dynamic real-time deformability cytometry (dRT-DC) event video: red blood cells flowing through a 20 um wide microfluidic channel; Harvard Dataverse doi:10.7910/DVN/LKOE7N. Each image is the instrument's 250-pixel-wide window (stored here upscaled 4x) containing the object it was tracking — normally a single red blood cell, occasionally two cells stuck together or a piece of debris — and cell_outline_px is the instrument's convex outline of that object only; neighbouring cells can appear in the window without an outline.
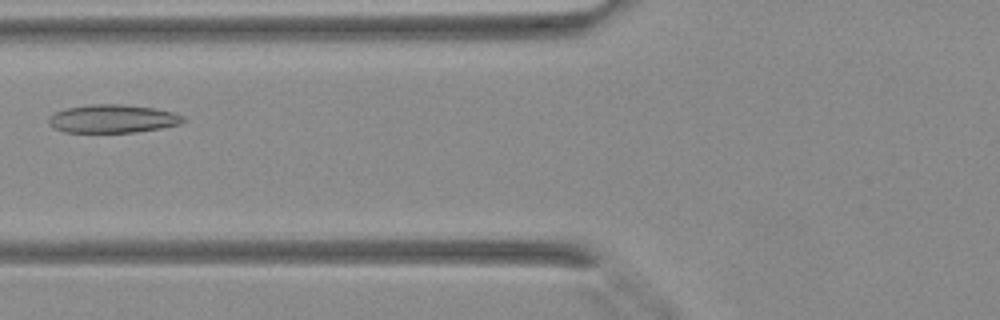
{"species": "Egyptian fruit bat (a non-hibernating species)", "species_latin": "Rousettus aegyptiacus", "temperature_condition": "warm", "stored_images_in_passage": 26, "camera_frame_rate_fps": 3000, "um_per_image_px": 0.085, "animal": {"sex": "female"}, "frame": {"image": 1, "passage_image": 5, "time_ms": 1.333, "image_size_px": [1000, 320], "cell_outline_px": [[188, 120], [180, 124], [160, 128], [136, 132], [64, 132], [52, 128], [48, 124], [48, 116], [64, 108], [88, 104], [120, 104], [156, 108], [172, 112], [184, 116]], "centroid_in_image_um": [9.56, 10.09], "position_along_channel_um": 116.2, "area_um2": 22.43}}
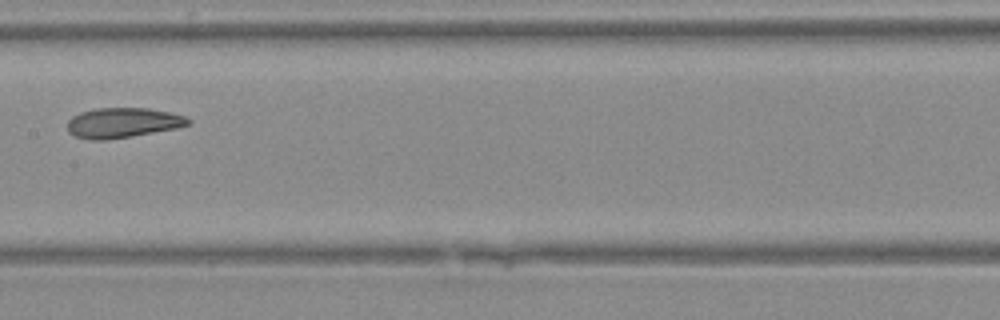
{"frame": {"image": 2, "passage_image": 10, "time_ms": 3.0, "image_size_px": [1000, 320], "cell_outline_px": [[192, 124], [176, 128], [108, 140], [92, 140], [76, 136], [68, 132], [68, 120], [72, 116], [80, 112], [96, 108], [148, 108], [172, 112], [184, 116], [192, 120]], "centroid_in_image_um": [10.45, 10.43], "position_along_channel_um": 196.9, "area_um2": 21.21}}
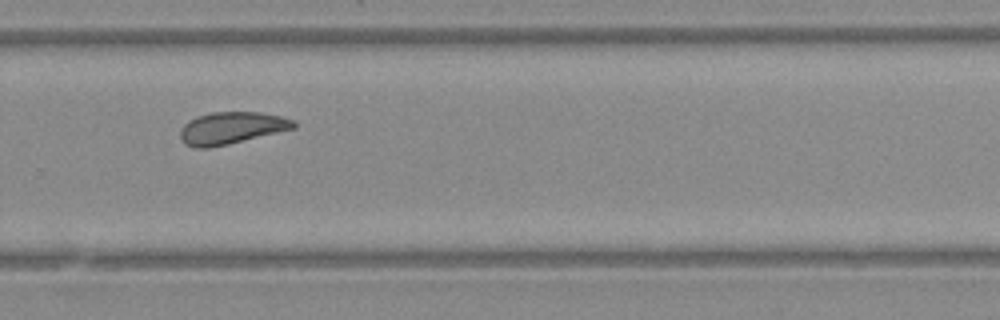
{"frame": {"image": 3, "passage_image": 17, "time_ms": 5.333, "image_size_px": [1000, 320], "cell_outline_px": [[296, 128], [228, 144], [208, 148], [196, 148], [184, 144], [180, 136], [180, 128], [188, 120], [196, 116], [212, 112], [260, 112], [280, 116], [296, 120]], "centroid_in_image_um": [19.66, 10.87], "position_along_channel_um": 310.1, "area_um2": 21.33}}